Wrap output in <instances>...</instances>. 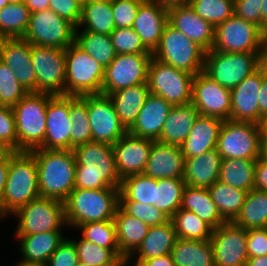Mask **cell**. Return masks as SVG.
<instances>
[{
	"instance_id": "obj_1",
	"label": "cell",
	"mask_w": 267,
	"mask_h": 266,
	"mask_svg": "<svg viewBox=\"0 0 267 266\" xmlns=\"http://www.w3.org/2000/svg\"><path fill=\"white\" fill-rule=\"evenodd\" d=\"M75 188L95 190L120 188L112 145L90 141L75 146Z\"/></svg>"
},
{
	"instance_id": "obj_2",
	"label": "cell",
	"mask_w": 267,
	"mask_h": 266,
	"mask_svg": "<svg viewBox=\"0 0 267 266\" xmlns=\"http://www.w3.org/2000/svg\"><path fill=\"white\" fill-rule=\"evenodd\" d=\"M39 194L64 202L75 188L76 158L73 150L33 149Z\"/></svg>"
},
{
	"instance_id": "obj_3",
	"label": "cell",
	"mask_w": 267,
	"mask_h": 266,
	"mask_svg": "<svg viewBox=\"0 0 267 266\" xmlns=\"http://www.w3.org/2000/svg\"><path fill=\"white\" fill-rule=\"evenodd\" d=\"M40 197L35 156L14 151L10 156L5 190L0 202V219Z\"/></svg>"
},
{
	"instance_id": "obj_4",
	"label": "cell",
	"mask_w": 267,
	"mask_h": 266,
	"mask_svg": "<svg viewBox=\"0 0 267 266\" xmlns=\"http://www.w3.org/2000/svg\"><path fill=\"white\" fill-rule=\"evenodd\" d=\"M118 206V188H74L64 201L66 226L76 229L88 222L114 220Z\"/></svg>"
},
{
	"instance_id": "obj_5",
	"label": "cell",
	"mask_w": 267,
	"mask_h": 266,
	"mask_svg": "<svg viewBox=\"0 0 267 266\" xmlns=\"http://www.w3.org/2000/svg\"><path fill=\"white\" fill-rule=\"evenodd\" d=\"M53 95L28 92L14 107L18 151H31L44 141L46 108Z\"/></svg>"
},
{
	"instance_id": "obj_6",
	"label": "cell",
	"mask_w": 267,
	"mask_h": 266,
	"mask_svg": "<svg viewBox=\"0 0 267 266\" xmlns=\"http://www.w3.org/2000/svg\"><path fill=\"white\" fill-rule=\"evenodd\" d=\"M65 95L101 94L105 68L75 42L65 49Z\"/></svg>"
},
{
	"instance_id": "obj_7",
	"label": "cell",
	"mask_w": 267,
	"mask_h": 266,
	"mask_svg": "<svg viewBox=\"0 0 267 266\" xmlns=\"http://www.w3.org/2000/svg\"><path fill=\"white\" fill-rule=\"evenodd\" d=\"M205 53L201 46L167 23L152 57L196 75L204 69Z\"/></svg>"
},
{
	"instance_id": "obj_8",
	"label": "cell",
	"mask_w": 267,
	"mask_h": 266,
	"mask_svg": "<svg viewBox=\"0 0 267 266\" xmlns=\"http://www.w3.org/2000/svg\"><path fill=\"white\" fill-rule=\"evenodd\" d=\"M261 53L206 51L203 72L221 86L233 89L261 66Z\"/></svg>"
},
{
	"instance_id": "obj_9",
	"label": "cell",
	"mask_w": 267,
	"mask_h": 266,
	"mask_svg": "<svg viewBox=\"0 0 267 266\" xmlns=\"http://www.w3.org/2000/svg\"><path fill=\"white\" fill-rule=\"evenodd\" d=\"M194 74L176 69L152 57L147 76L150 94L177 105L190 104Z\"/></svg>"
},
{
	"instance_id": "obj_10",
	"label": "cell",
	"mask_w": 267,
	"mask_h": 266,
	"mask_svg": "<svg viewBox=\"0 0 267 266\" xmlns=\"http://www.w3.org/2000/svg\"><path fill=\"white\" fill-rule=\"evenodd\" d=\"M19 220L15 235H33L61 231L66 225L64 202L39 197L19 208L14 214Z\"/></svg>"
},
{
	"instance_id": "obj_11",
	"label": "cell",
	"mask_w": 267,
	"mask_h": 266,
	"mask_svg": "<svg viewBox=\"0 0 267 266\" xmlns=\"http://www.w3.org/2000/svg\"><path fill=\"white\" fill-rule=\"evenodd\" d=\"M76 26L47 9L31 13L23 38L31 45L66 49L75 42Z\"/></svg>"
},
{
	"instance_id": "obj_12",
	"label": "cell",
	"mask_w": 267,
	"mask_h": 266,
	"mask_svg": "<svg viewBox=\"0 0 267 266\" xmlns=\"http://www.w3.org/2000/svg\"><path fill=\"white\" fill-rule=\"evenodd\" d=\"M260 135V125L225 120L219 132L216 149L222 159L257 160Z\"/></svg>"
},
{
	"instance_id": "obj_13",
	"label": "cell",
	"mask_w": 267,
	"mask_h": 266,
	"mask_svg": "<svg viewBox=\"0 0 267 266\" xmlns=\"http://www.w3.org/2000/svg\"><path fill=\"white\" fill-rule=\"evenodd\" d=\"M212 50L227 53H261L262 30L236 15L215 27Z\"/></svg>"
},
{
	"instance_id": "obj_14",
	"label": "cell",
	"mask_w": 267,
	"mask_h": 266,
	"mask_svg": "<svg viewBox=\"0 0 267 266\" xmlns=\"http://www.w3.org/2000/svg\"><path fill=\"white\" fill-rule=\"evenodd\" d=\"M31 61L36 73V92L65 95V49L32 44Z\"/></svg>"
},
{
	"instance_id": "obj_15",
	"label": "cell",
	"mask_w": 267,
	"mask_h": 266,
	"mask_svg": "<svg viewBox=\"0 0 267 266\" xmlns=\"http://www.w3.org/2000/svg\"><path fill=\"white\" fill-rule=\"evenodd\" d=\"M152 54H116L105 67L102 94L109 95L119 89L147 83Z\"/></svg>"
},
{
	"instance_id": "obj_16",
	"label": "cell",
	"mask_w": 267,
	"mask_h": 266,
	"mask_svg": "<svg viewBox=\"0 0 267 266\" xmlns=\"http://www.w3.org/2000/svg\"><path fill=\"white\" fill-rule=\"evenodd\" d=\"M87 114L94 142L113 145L128 132L119 120L109 95H87Z\"/></svg>"
},
{
	"instance_id": "obj_17",
	"label": "cell",
	"mask_w": 267,
	"mask_h": 266,
	"mask_svg": "<svg viewBox=\"0 0 267 266\" xmlns=\"http://www.w3.org/2000/svg\"><path fill=\"white\" fill-rule=\"evenodd\" d=\"M211 247L215 266H245L248 259L247 230L225 222L212 230Z\"/></svg>"
},
{
	"instance_id": "obj_18",
	"label": "cell",
	"mask_w": 267,
	"mask_h": 266,
	"mask_svg": "<svg viewBox=\"0 0 267 266\" xmlns=\"http://www.w3.org/2000/svg\"><path fill=\"white\" fill-rule=\"evenodd\" d=\"M191 103L202 116L230 120L231 90L212 80L203 71L194 76Z\"/></svg>"
},
{
	"instance_id": "obj_19",
	"label": "cell",
	"mask_w": 267,
	"mask_h": 266,
	"mask_svg": "<svg viewBox=\"0 0 267 266\" xmlns=\"http://www.w3.org/2000/svg\"><path fill=\"white\" fill-rule=\"evenodd\" d=\"M70 95H53L46 108V132L43 143L36 149L70 150Z\"/></svg>"
},
{
	"instance_id": "obj_20",
	"label": "cell",
	"mask_w": 267,
	"mask_h": 266,
	"mask_svg": "<svg viewBox=\"0 0 267 266\" xmlns=\"http://www.w3.org/2000/svg\"><path fill=\"white\" fill-rule=\"evenodd\" d=\"M267 68L260 66L235 88L231 89L230 120L259 125V93Z\"/></svg>"
},
{
	"instance_id": "obj_21",
	"label": "cell",
	"mask_w": 267,
	"mask_h": 266,
	"mask_svg": "<svg viewBox=\"0 0 267 266\" xmlns=\"http://www.w3.org/2000/svg\"><path fill=\"white\" fill-rule=\"evenodd\" d=\"M153 142L127 132L112 145L116 169L121 180L143 173Z\"/></svg>"
},
{
	"instance_id": "obj_22",
	"label": "cell",
	"mask_w": 267,
	"mask_h": 266,
	"mask_svg": "<svg viewBox=\"0 0 267 266\" xmlns=\"http://www.w3.org/2000/svg\"><path fill=\"white\" fill-rule=\"evenodd\" d=\"M0 60L28 91L36 92V73L31 61V44L24 38L0 39Z\"/></svg>"
},
{
	"instance_id": "obj_23",
	"label": "cell",
	"mask_w": 267,
	"mask_h": 266,
	"mask_svg": "<svg viewBox=\"0 0 267 266\" xmlns=\"http://www.w3.org/2000/svg\"><path fill=\"white\" fill-rule=\"evenodd\" d=\"M168 23L205 51L212 49L215 27L196 14L190 5L168 10Z\"/></svg>"
},
{
	"instance_id": "obj_24",
	"label": "cell",
	"mask_w": 267,
	"mask_h": 266,
	"mask_svg": "<svg viewBox=\"0 0 267 266\" xmlns=\"http://www.w3.org/2000/svg\"><path fill=\"white\" fill-rule=\"evenodd\" d=\"M185 158L180 146L154 141L143 174L155 179L184 177Z\"/></svg>"
},
{
	"instance_id": "obj_25",
	"label": "cell",
	"mask_w": 267,
	"mask_h": 266,
	"mask_svg": "<svg viewBox=\"0 0 267 266\" xmlns=\"http://www.w3.org/2000/svg\"><path fill=\"white\" fill-rule=\"evenodd\" d=\"M167 23L168 11L153 0H145L140 3L132 29L141 38L144 46L153 53Z\"/></svg>"
},
{
	"instance_id": "obj_26",
	"label": "cell",
	"mask_w": 267,
	"mask_h": 266,
	"mask_svg": "<svg viewBox=\"0 0 267 266\" xmlns=\"http://www.w3.org/2000/svg\"><path fill=\"white\" fill-rule=\"evenodd\" d=\"M172 107L173 105L162 97L149 94L135 122L128 129V133L137 137L158 141L166 117Z\"/></svg>"
},
{
	"instance_id": "obj_27",
	"label": "cell",
	"mask_w": 267,
	"mask_h": 266,
	"mask_svg": "<svg viewBox=\"0 0 267 266\" xmlns=\"http://www.w3.org/2000/svg\"><path fill=\"white\" fill-rule=\"evenodd\" d=\"M222 123L220 118L200 115L180 146L184 158L196 157L215 149Z\"/></svg>"
},
{
	"instance_id": "obj_28",
	"label": "cell",
	"mask_w": 267,
	"mask_h": 266,
	"mask_svg": "<svg viewBox=\"0 0 267 266\" xmlns=\"http://www.w3.org/2000/svg\"><path fill=\"white\" fill-rule=\"evenodd\" d=\"M221 160L216 148L196 157L185 158V184L208 189L219 180Z\"/></svg>"
},
{
	"instance_id": "obj_29",
	"label": "cell",
	"mask_w": 267,
	"mask_h": 266,
	"mask_svg": "<svg viewBox=\"0 0 267 266\" xmlns=\"http://www.w3.org/2000/svg\"><path fill=\"white\" fill-rule=\"evenodd\" d=\"M177 239L171 220L162 225L152 226L149 228L141 244L128 258L131 260L132 257L137 255L134 262L141 264L146 259L171 254V250L175 246Z\"/></svg>"
},
{
	"instance_id": "obj_30",
	"label": "cell",
	"mask_w": 267,
	"mask_h": 266,
	"mask_svg": "<svg viewBox=\"0 0 267 266\" xmlns=\"http://www.w3.org/2000/svg\"><path fill=\"white\" fill-rule=\"evenodd\" d=\"M199 116V111L192 103L173 106L166 117L158 141L163 144L181 146Z\"/></svg>"
},
{
	"instance_id": "obj_31",
	"label": "cell",
	"mask_w": 267,
	"mask_h": 266,
	"mask_svg": "<svg viewBox=\"0 0 267 266\" xmlns=\"http://www.w3.org/2000/svg\"><path fill=\"white\" fill-rule=\"evenodd\" d=\"M20 241L21 262L46 264L52 253L65 237L61 231L43 232L33 235H15Z\"/></svg>"
},
{
	"instance_id": "obj_32",
	"label": "cell",
	"mask_w": 267,
	"mask_h": 266,
	"mask_svg": "<svg viewBox=\"0 0 267 266\" xmlns=\"http://www.w3.org/2000/svg\"><path fill=\"white\" fill-rule=\"evenodd\" d=\"M150 94L147 83L119 89L109 94L119 120L128 130Z\"/></svg>"
},
{
	"instance_id": "obj_33",
	"label": "cell",
	"mask_w": 267,
	"mask_h": 266,
	"mask_svg": "<svg viewBox=\"0 0 267 266\" xmlns=\"http://www.w3.org/2000/svg\"><path fill=\"white\" fill-rule=\"evenodd\" d=\"M195 213L212 229L218 228L227 222L220 214L207 188L185 186L181 208Z\"/></svg>"
},
{
	"instance_id": "obj_34",
	"label": "cell",
	"mask_w": 267,
	"mask_h": 266,
	"mask_svg": "<svg viewBox=\"0 0 267 266\" xmlns=\"http://www.w3.org/2000/svg\"><path fill=\"white\" fill-rule=\"evenodd\" d=\"M114 221L120 253L128 258L141 244L150 227L142 220L126 214L119 206Z\"/></svg>"
},
{
	"instance_id": "obj_35",
	"label": "cell",
	"mask_w": 267,
	"mask_h": 266,
	"mask_svg": "<svg viewBox=\"0 0 267 266\" xmlns=\"http://www.w3.org/2000/svg\"><path fill=\"white\" fill-rule=\"evenodd\" d=\"M171 255L175 266H215L210 240L178 238Z\"/></svg>"
},
{
	"instance_id": "obj_36",
	"label": "cell",
	"mask_w": 267,
	"mask_h": 266,
	"mask_svg": "<svg viewBox=\"0 0 267 266\" xmlns=\"http://www.w3.org/2000/svg\"><path fill=\"white\" fill-rule=\"evenodd\" d=\"M110 35L115 29L111 1H85L82 3L81 18L76 28Z\"/></svg>"
},
{
	"instance_id": "obj_37",
	"label": "cell",
	"mask_w": 267,
	"mask_h": 266,
	"mask_svg": "<svg viewBox=\"0 0 267 266\" xmlns=\"http://www.w3.org/2000/svg\"><path fill=\"white\" fill-rule=\"evenodd\" d=\"M246 230L267 227V192L251 189L247 192L240 214L233 221Z\"/></svg>"
},
{
	"instance_id": "obj_38",
	"label": "cell",
	"mask_w": 267,
	"mask_h": 266,
	"mask_svg": "<svg viewBox=\"0 0 267 266\" xmlns=\"http://www.w3.org/2000/svg\"><path fill=\"white\" fill-rule=\"evenodd\" d=\"M257 160L222 159L219 181L246 192L254 188Z\"/></svg>"
},
{
	"instance_id": "obj_39",
	"label": "cell",
	"mask_w": 267,
	"mask_h": 266,
	"mask_svg": "<svg viewBox=\"0 0 267 266\" xmlns=\"http://www.w3.org/2000/svg\"><path fill=\"white\" fill-rule=\"evenodd\" d=\"M213 202L227 222H233L240 214L247 192L216 181L208 188Z\"/></svg>"
},
{
	"instance_id": "obj_40",
	"label": "cell",
	"mask_w": 267,
	"mask_h": 266,
	"mask_svg": "<svg viewBox=\"0 0 267 266\" xmlns=\"http://www.w3.org/2000/svg\"><path fill=\"white\" fill-rule=\"evenodd\" d=\"M75 30V43L104 68L116 57L110 35Z\"/></svg>"
},
{
	"instance_id": "obj_41",
	"label": "cell",
	"mask_w": 267,
	"mask_h": 266,
	"mask_svg": "<svg viewBox=\"0 0 267 266\" xmlns=\"http://www.w3.org/2000/svg\"><path fill=\"white\" fill-rule=\"evenodd\" d=\"M157 179L145 174L130 175L121 180L119 201H138L154 206Z\"/></svg>"
},
{
	"instance_id": "obj_42",
	"label": "cell",
	"mask_w": 267,
	"mask_h": 266,
	"mask_svg": "<svg viewBox=\"0 0 267 266\" xmlns=\"http://www.w3.org/2000/svg\"><path fill=\"white\" fill-rule=\"evenodd\" d=\"M185 186L186 184L183 179H157L154 207L171 218L181 208Z\"/></svg>"
},
{
	"instance_id": "obj_43",
	"label": "cell",
	"mask_w": 267,
	"mask_h": 266,
	"mask_svg": "<svg viewBox=\"0 0 267 266\" xmlns=\"http://www.w3.org/2000/svg\"><path fill=\"white\" fill-rule=\"evenodd\" d=\"M31 12L25 3H9L0 9V39L23 38Z\"/></svg>"
},
{
	"instance_id": "obj_44",
	"label": "cell",
	"mask_w": 267,
	"mask_h": 266,
	"mask_svg": "<svg viewBox=\"0 0 267 266\" xmlns=\"http://www.w3.org/2000/svg\"><path fill=\"white\" fill-rule=\"evenodd\" d=\"M70 121L73 130L70 133V150L75 146L92 141L91 125L87 114V95H70Z\"/></svg>"
},
{
	"instance_id": "obj_45",
	"label": "cell",
	"mask_w": 267,
	"mask_h": 266,
	"mask_svg": "<svg viewBox=\"0 0 267 266\" xmlns=\"http://www.w3.org/2000/svg\"><path fill=\"white\" fill-rule=\"evenodd\" d=\"M170 220L173 222L177 238L188 240H210L212 228L195 213L179 209Z\"/></svg>"
},
{
	"instance_id": "obj_46",
	"label": "cell",
	"mask_w": 267,
	"mask_h": 266,
	"mask_svg": "<svg viewBox=\"0 0 267 266\" xmlns=\"http://www.w3.org/2000/svg\"><path fill=\"white\" fill-rule=\"evenodd\" d=\"M82 238L103 248L111 249L121 260L125 257L120 253L117 242L116 224L114 220L88 222L78 226Z\"/></svg>"
},
{
	"instance_id": "obj_47",
	"label": "cell",
	"mask_w": 267,
	"mask_h": 266,
	"mask_svg": "<svg viewBox=\"0 0 267 266\" xmlns=\"http://www.w3.org/2000/svg\"><path fill=\"white\" fill-rule=\"evenodd\" d=\"M77 251L78 261L96 266H127L129 258L121 260L111 249L103 248L93 242L81 238L73 240Z\"/></svg>"
},
{
	"instance_id": "obj_48",
	"label": "cell",
	"mask_w": 267,
	"mask_h": 266,
	"mask_svg": "<svg viewBox=\"0 0 267 266\" xmlns=\"http://www.w3.org/2000/svg\"><path fill=\"white\" fill-rule=\"evenodd\" d=\"M189 5L214 27L234 15V0H190Z\"/></svg>"
},
{
	"instance_id": "obj_49",
	"label": "cell",
	"mask_w": 267,
	"mask_h": 266,
	"mask_svg": "<svg viewBox=\"0 0 267 266\" xmlns=\"http://www.w3.org/2000/svg\"><path fill=\"white\" fill-rule=\"evenodd\" d=\"M27 93L15 73L0 60V105L14 107Z\"/></svg>"
},
{
	"instance_id": "obj_50",
	"label": "cell",
	"mask_w": 267,
	"mask_h": 266,
	"mask_svg": "<svg viewBox=\"0 0 267 266\" xmlns=\"http://www.w3.org/2000/svg\"><path fill=\"white\" fill-rule=\"evenodd\" d=\"M110 37L117 54H152L132 28H116Z\"/></svg>"
},
{
	"instance_id": "obj_51",
	"label": "cell",
	"mask_w": 267,
	"mask_h": 266,
	"mask_svg": "<svg viewBox=\"0 0 267 266\" xmlns=\"http://www.w3.org/2000/svg\"><path fill=\"white\" fill-rule=\"evenodd\" d=\"M119 207L128 215L145 222L149 227L165 224L170 220L161 210L138 201H119Z\"/></svg>"
},
{
	"instance_id": "obj_52",
	"label": "cell",
	"mask_w": 267,
	"mask_h": 266,
	"mask_svg": "<svg viewBox=\"0 0 267 266\" xmlns=\"http://www.w3.org/2000/svg\"><path fill=\"white\" fill-rule=\"evenodd\" d=\"M142 0H112L116 28H132Z\"/></svg>"
},
{
	"instance_id": "obj_53",
	"label": "cell",
	"mask_w": 267,
	"mask_h": 266,
	"mask_svg": "<svg viewBox=\"0 0 267 266\" xmlns=\"http://www.w3.org/2000/svg\"><path fill=\"white\" fill-rule=\"evenodd\" d=\"M0 140L13 151H18L15 116L12 107L0 105Z\"/></svg>"
},
{
	"instance_id": "obj_54",
	"label": "cell",
	"mask_w": 267,
	"mask_h": 266,
	"mask_svg": "<svg viewBox=\"0 0 267 266\" xmlns=\"http://www.w3.org/2000/svg\"><path fill=\"white\" fill-rule=\"evenodd\" d=\"M77 251L72 240L65 238L48 259L47 266H76Z\"/></svg>"
},
{
	"instance_id": "obj_55",
	"label": "cell",
	"mask_w": 267,
	"mask_h": 266,
	"mask_svg": "<svg viewBox=\"0 0 267 266\" xmlns=\"http://www.w3.org/2000/svg\"><path fill=\"white\" fill-rule=\"evenodd\" d=\"M263 0H234V15L257 25L262 30Z\"/></svg>"
},
{
	"instance_id": "obj_56",
	"label": "cell",
	"mask_w": 267,
	"mask_h": 266,
	"mask_svg": "<svg viewBox=\"0 0 267 266\" xmlns=\"http://www.w3.org/2000/svg\"><path fill=\"white\" fill-rule=\"evenodd\" d=\"M49 9L77 27L81 18L82 2L79 0H49Z\"/></svg>"
},
{
	"instance_id": "obj_57",
	"label": "cell",
	"mask_w": 267,
	"mask_h": 266,
	"mask_svg": "<svg viewBox=\"0 0 267 266\" xmlns=\"http://www.w3.org/2000/svg\"><path fill=\"white\" fill-rule=\"evenodd\" d=\"M248 257L267 255V227L247 230Z\"/></svg>"
},
{
	"instance_id": "obj_58",
	"label": "cell",
	"mask_w": 267,
	"mask_h": 266,
	"mask_svg": "<svg viewBox=\"0 0 267 266\" xmlns=\"http://www.w3.org/2000/svg\"><path fill=\"white\" fill-rule=\"evenodd\" d=\"M254 188L267 192V162L257 159Z\"/></svg>"
},
{
	"instance_id": "obj_59",
	"label": "cell",
	"mask_w": 267,
	"mask_h": 266,
	"mask_svg": "<svg viewBox=\"0 0 267 266\" xmlns=\"http://www.w3.org/2000/svg\"><path fill=\"white\" fill-rule=\"evenodd\" d=\"M259 125L263 118L267 115V76L262 80L259 93Z\"/></svg>"
},
{
	"instance_id": "obj_60",
	"label": "cell",
	"mask_w": 267,
	"mask_h": 266,
	"mask_svg": "<svg viewBox=\"0 0 267 266\" xmlns=\"http://www.w3.org/2000/svg\"><path fill=\"white\" fill-rule=\"evenodd\" d=\"M142 266H175L171 254L160 257L146 259L141 263Z\"/></svg>"
},
{
	"instance_id": "obj_61",
	"label": "cell",
	"mask_w": 267,
	"mask_h": 266,
	"mask_svg": "<svg viewBox=\"0 0 267 266\" xmlns=\"http://www.w3.org/2000/svg\"><path fill=\"white\" fill-rule=\"evenodd\" d=\"M9 164L10 158H3L2 160H0V202L5 190Z\"/></svg>"
},
{
	"instance_id": "obj_62",
	"label": "cell",
	"mask_w": 267,
	"mask_h": 266,
	"mask_svg": "<svg viewBox=\"0 0 267 266\" xmlns=\"http://www.w3.org/2000/svg\"><path fill=\"white\" fill-rule=\"evenodd\" d=\"M24 3L31 13L49 9V0H25Z\"/></svg>"
},
{
	"instance_id": "obj_63",
	"label": "cell",
	"mask_w": 267,
	"mask_h": 266,
	"mask_svg": "<svg viewBox=\"0 0 267 266\" xmlns=\"http://www.w3.org/2000/svg\"><path fill=\"white\" fill-rule=\"evenodd\" d=\"M158 3L163 9L170 10L176 7L189 5L190 0H153Z\"/></svg>"
},
{
	"instance_id": "obj_64",
	"label": "cell",
	"mask_w": 267,
	"mask_h": 266,
	"mask_svg": "<svg viewBox=\"0 0 267 266\" xmlns=\"http://www.w3.org/2000/svg\"><path fill=\"white\" fill-rule=\"evenodd\" d=\"M258 158L267 162V135H260Z\"/></svg>"
},
{
	"instance_id": "obj_65",
	"label": "cell",
	"mask_w": 267,
	"mask_h": 266,
	"mask_svg": "<svg viewBox=\"0 0 267 266\" xmlns=\"http://www.w3.org/2000/svg\"><path fill=\"white\" fill-rule=\"evenodd\" d=\"M261 65L267 68V28L262 31Z\"/></svg>"
},
{
	"instance_id": "obj_66",
	"label": "cell",
	"mask_w": 267,
	"mask_h": 266,
	"mask_svg": "<svg viewBox=\"0 0 267 266\" xmlns=\"http://www.w3.org/2000/svg\"><path fill=\"white\" fill-rule=\"evenodd\" d=\"M245 266H267V255L248 257Z\"/></svg>"
},
{
	"instance_id": "obj_67",
	"label": "cell",
	"mask_w": 267,
	"mask_h": 266,
	"mask_svg": "<svg viewBox=\"0 0 267 266\" xmlns=\"http://www.w3.org/2000/svg\"><path fill=\"white\" fill-rule=\"evenodd\" d=\"M14 151L3 141L0 140V160L3 158H10Z\"/></svg>"
},
{
	"instance_id": "obj_68",
	"label": "cell",
	"mask_w": 267,
	"mask_h": 266,
	"mask_svg": "<svg viewBox=\"0 0 267 266\" xmlns=\"http://www.w3.org/2000/svg\"><path fill=\"white\" fill-rule=\"evenodd\" d=\"M262 31L267 28V0H263L261 8Z\"/></svg>"
},
{
	"instance_id": "obj_69",
	"label": "cell",
	"mask_w": 267,
	"mask_h": 266,
	"mask_svg": "<svg viewBox=\"0 0 267 266\" xmlns=\"http://www.w3.org/2000/svg\"><path fill=\"white\" fill-rule=\"evenodd\" d=\"M260 126H261V135H267V115L263 118Z\"/></svg>"
},
{
	"instance_id": "obj_70",
	"label": "cell",
	"mask_w": 267,
	"mask_h": 266,
	"mask_svg": "<svg viewBox=\"0 0 267 266\" xmlns=\"http://www.w3.org/2000/svg\"><path fill=\"white\" fill-rule=\"evenodd\" d=\"M16 266H47L46 264H38V263H24L19 261Z\"/></svg>"
},
{
	"instance_id": "obj_71",
	"label": "cell",
	"mask_w": 267,
	"mask_h": 266,
	"mask_svg": "<svg viewBox=\"0 0 267 266\" xmlns=\"http://www.w3.org/2000/svg\"><path fill=\"white\" fill-rule=\"evenodd\" d=\"M8 4H9L8 0H0V9L7 6Z\"/></svg>"
},
{
	"instance_id": "obj_72",
	"label": "cell",
	"mask_w": 267,
	"mask_h": 266,
	"mask_svg": "<svg viewBox=\"0 0 267 266\" xmlns=\"http://www.w3.org/2000/svg\"><path fill=\"white\" fill-rule=\"evenodd\" d=\"M25 2V0H8V3H22Z\"/></svg>"
},
{
	"instance_id": "obj_73",
	"label": "cell",
	"mask_w": 267,
	"mask_h": 266,
	"mask_svg": "<svg viewBox=\"0 0 267 266\" xmlns=\"http://www.w3.org/2000/svg\"><path fill=\"white\" fill-rule=\"evenodd\" d=\"M76 266H96V265H88L86 263H83V262H79L76 264Z\"/></svg>"
},
{
	"instance_id": "obj_74",
	"label": "cell",
	"mask_w": 267,
	"mask_h": 266,
	"mask_svg": "<svg viewBox=\"0 0 267 266\" xmlns=\"http://www.w3.org/2000/svg\"><path fill=\"white\" fill-rule=\"evenodd\" d=\"M86 1H112V0H86Z\"/></svg>"
},
{
	"instance_id": "obj_75",
	"label": "cell",
	"mask_w": 267,
	"mask_h": 266,
	"mask_svg": "<svg viewBox=\"0 0 267 266\" xmlns=\"http://www.w3.org/2000/svg\"><path fill=\"white\" fill-rule=\"evenodd\" d=\"M132 266H142L141 264H138V263H134L132 264Z\"/></svg>"
}]
</instances>
